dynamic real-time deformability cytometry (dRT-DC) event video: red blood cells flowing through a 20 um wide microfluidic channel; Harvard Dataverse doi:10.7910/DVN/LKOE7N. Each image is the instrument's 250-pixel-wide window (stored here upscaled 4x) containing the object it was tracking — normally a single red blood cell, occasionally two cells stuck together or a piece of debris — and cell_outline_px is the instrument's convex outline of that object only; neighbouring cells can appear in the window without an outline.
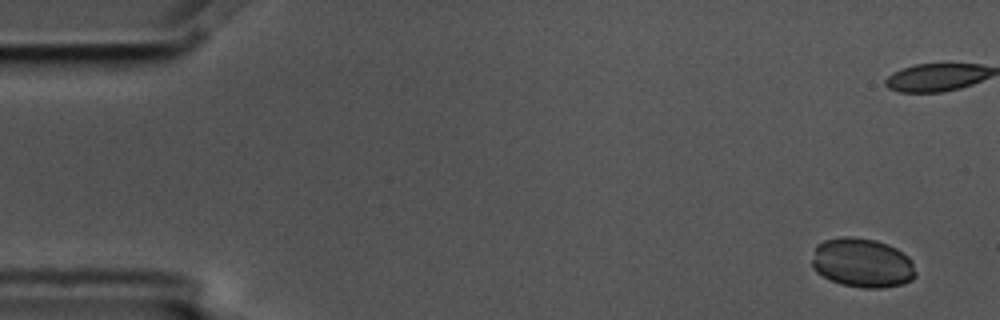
{"species": "common noctule bat (a hibernating species)", "species_latin": "Nyctalus noctula", "temperature_condition": "cold", "stored_images_in_passage": 5, "camera_frame_rate_fps": 3000, "um_per_image_px": 0.085, "animal": {"sex": "male", "body_mass_g": 17.5, "forearm_length_mm": 52.3}, "frame": {"image": 1, "passage_image": 1, "time_ms": 0.0, "image_size_px": [1000, 320], "cell_outline_px": [[916, 276], [912, 280], [900, 284], [880, 288], [864, 288], [840, 284], [816, 272], [812, 268], [812, 260], [816, 244], [824, 240], [844, 236], [848, 236], [876, 240], [888, 244], [896, 248], [908, 256], [912, 260], [916, 272]], "centroid_in_image_um": [73.29, 22.33], "position_along_channel_um": 11.7, "area_um2": 29.88}}
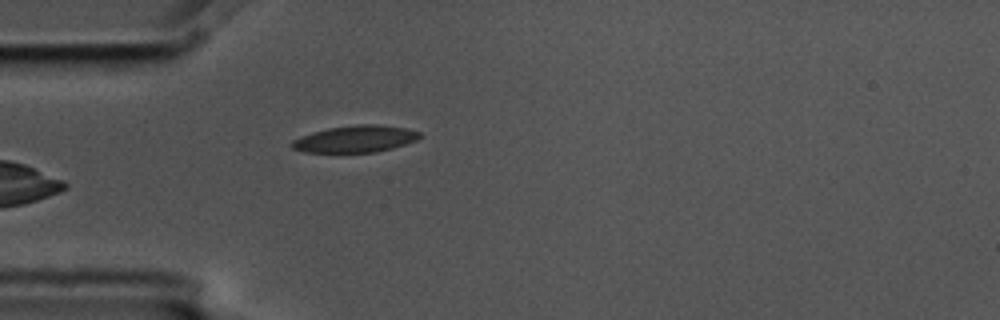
{"frame": {"image": 2, "passage_image": 5, "time_ms": 1.333, "image_size_px": [1000, 320], "cell_outline_px": [[420, 136], [416, 140], [392, 148], [376, 152], [304, 152], [292, 148], [288, 144], [292, 140], [300, 136], [312, 132], [328, 128], [356, 124], [376, 124], [404, 128], [420, 132]], "centroid_in_image_um": [30.14, 11.81], "position_along_channel_um": 54.9, "area_um2": 19.94}}